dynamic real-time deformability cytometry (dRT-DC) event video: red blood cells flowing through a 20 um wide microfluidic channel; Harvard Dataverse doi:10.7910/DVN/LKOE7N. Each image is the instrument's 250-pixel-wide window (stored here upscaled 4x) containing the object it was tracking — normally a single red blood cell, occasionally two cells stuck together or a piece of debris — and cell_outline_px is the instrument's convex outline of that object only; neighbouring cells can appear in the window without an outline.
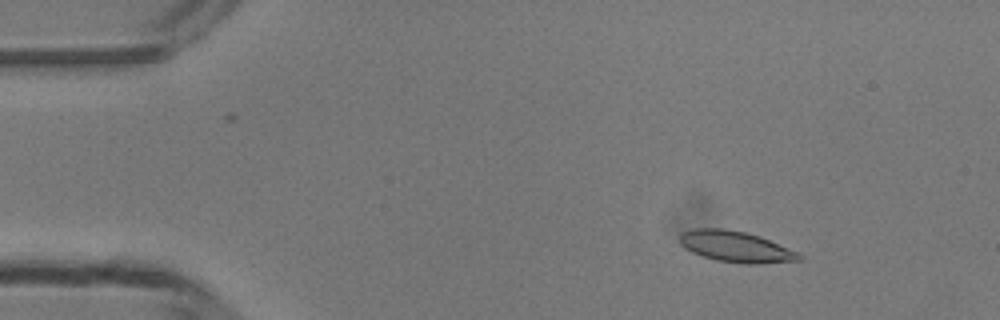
{"species": "common noctule bat (a hibernating species)", "species_latin": "Nyctalus noctula", "temperature_condition": "room temperature", "stored_images_in_passage": 48, "camera_frame_rate_fps": 3000, "um_per_image_px": 0.085, "animal": {"sex": "male", "body_mass_g": 13.3}, "frame": {"image": 1, "passage_image": 6, "time_ms": 1.667, "image_size_px": [1000, 320], "cell_outline_px": [[804, 256], [800, 260], [756, 264], [748, 264], [716, 260], [692, 252], [684, 248], [680, 244], [680, 236], [684, 232], [692, 228], [724, 228], [744, 232], [760, 236], [800, 252]], "centroid_in_image_um": [62.57, 20.96], "position_along_channel_um": 22.4, "area_um2": 21.62}}
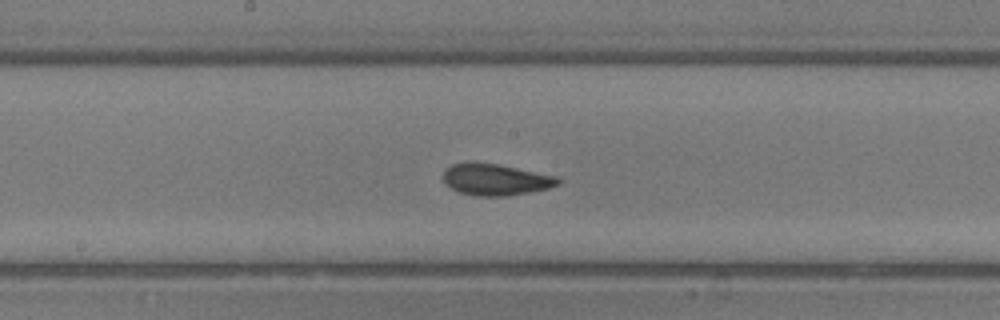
{"frame": {"image": 2, "passage_image": 25, "time_ms": 8.0, "image_size_px": [1000, 320], "cell_outline_px": [[560, 184], [548, 188], [508, 196], [476, 196], [460, 192], [444, 184], [444, 168], [452, 164], [468, 160], [496, 164], [560, 176]], "centroid_in_image_um": [42.11, 15.24], "position_along_channel_um": 206.1, "area_um2": 21.39}}
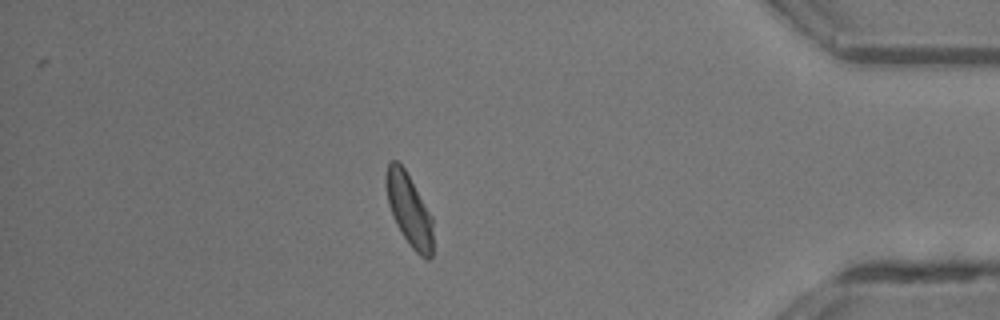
{"frame": {"image": 3, "passage_image": 42, "time_ms": 13.667, "image_size_px": [1000, 320], "cell_outline_px": [[432, 256], [428, 260], [420, 256], [412, 248], [396, 224], [388, 204], [384, 184], [384, 180], [388, 164], [392, 160], [396, 160], [404, 168], [432, 216]], "centroid_in_image_um": [34.75, 17.83], "position_along_channel_um": 400.4, "area_um2": 19.59}, "authors_computed_cell_mechanics": {"area_um2": 20.7791, "velocity_mm_per_s": 4.1647, "shape_relaxation_time_tau1_ms": 3.1874, "shape_relaxation_time_tau2_ms": 1.5602, "deformation_change_tau1": 0.1162, "deformation_change_tau2": 0.0653}}